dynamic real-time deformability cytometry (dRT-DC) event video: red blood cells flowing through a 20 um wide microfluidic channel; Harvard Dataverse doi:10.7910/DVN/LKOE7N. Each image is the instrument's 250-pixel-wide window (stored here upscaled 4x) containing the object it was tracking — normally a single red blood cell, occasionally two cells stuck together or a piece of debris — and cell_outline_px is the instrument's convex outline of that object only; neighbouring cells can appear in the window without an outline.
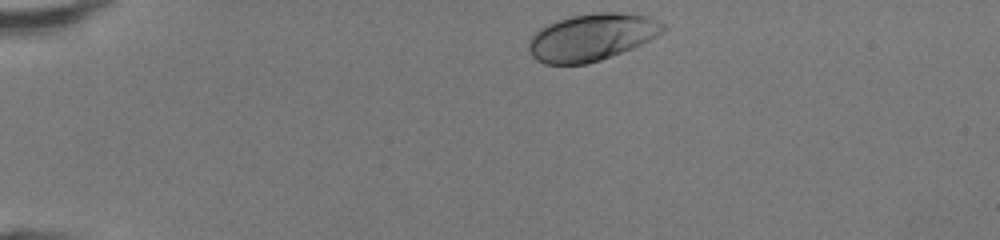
{"species": "human", "species_latin": "Homo sapiens", "temperature_condition": "room temperature", "stored_images_in_passage": 35, "camera_frame_rate_fps": 3000, "um_per_image_px": 0.085, "donor": {"sex": "female"}, "frame": {"image": 1, "passage_image": 1, "time_ms": 0.0, "image_size_px": [1000, 240], "cell_outline_px": [[668, 28], [664, 32], [632, 48], [600, 60], [588, 64], [544, 64], [536, 60], [532, 56], [528, 48], [528, 40], [540, 28], [548, 24], [572, 16], [600, 12], [620, 12], [648, 16], [660, 20], [668, 24]], "centroid_in_image_um": [50.33, 3.16], "position_along_channel_um": 34.7, "area_um2": 36.93}}
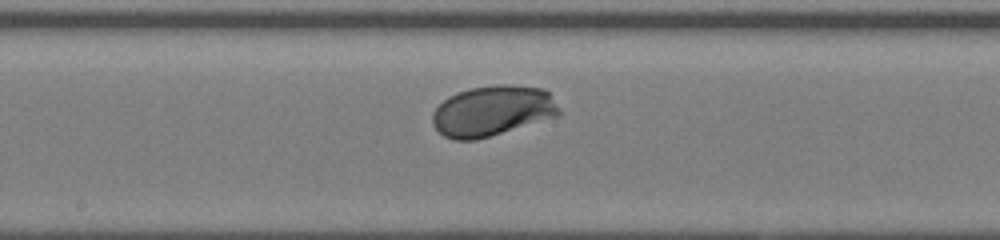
{"frame": {"image": 2, "passage_image": 18, "time_ms": 5.667, "image_size_px": [1000, 240], "cell_outline_px": [[560, 112], [556, 116], [476, 140], [452, 140], [444, 136], [432, 124], [432, 112], [448, 96], [472, 88], [500, 84], [508, 84], [544, 88], [548, 92], [560, 108]], "centroid_in_image_um": [41.84, 9.42], "position_along_channel_um": 206.4, "area_um2": 36.93}}
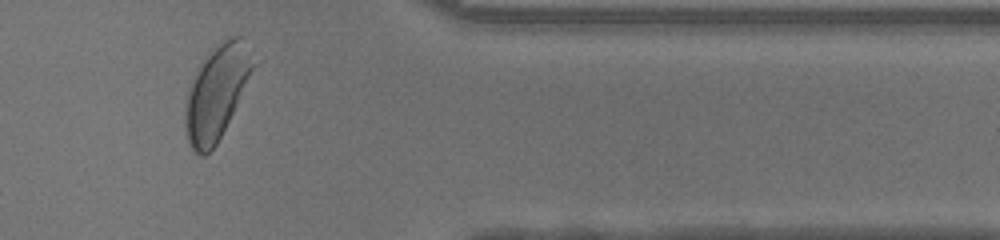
{"frame": {"image": 3, "passage_image": 32, "time_ms": 10.333, "image_size_px": [1000, 240], "cell_outline_px": [[256, 64], [216, 144], [204, 156], [200, 156], [188, 144], [184, 120], [184, 112], [188, 88], [204, 56], [208, 52], [224, 40], [232, 36], [244, 36]], "centroid_in_image_um": [18.39, 7.82], "position_along_channel_um": 393.0, "area_um2": 36.65}, "authors_computed_cell_mechanics": {"area_um2": 36.125, "velocity_mm_per_s": 4.2624, "shape_relaxation_time_tau1_ms": 1.5325, "shape_relaxation_time_tau2_ms": null, "deformation_change_tau1": 0.113, "deformation_change_tau2": null}}